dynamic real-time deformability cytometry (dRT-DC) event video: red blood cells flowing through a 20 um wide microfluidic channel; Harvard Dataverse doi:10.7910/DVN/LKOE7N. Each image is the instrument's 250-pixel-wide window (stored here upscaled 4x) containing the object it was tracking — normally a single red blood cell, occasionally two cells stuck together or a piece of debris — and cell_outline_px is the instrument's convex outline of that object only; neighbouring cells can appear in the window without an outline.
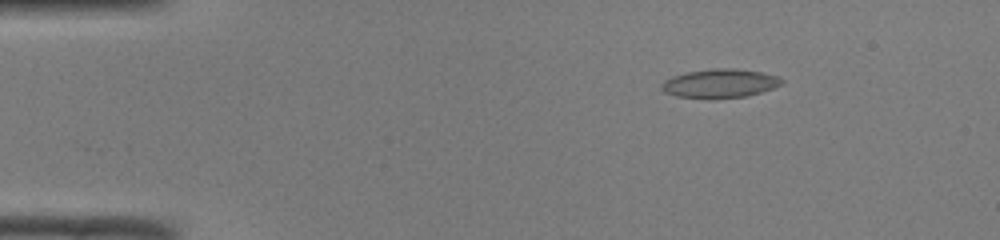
{"species": "common noctule bat (a hibernating species)", "species_latin": "Nyctalus noctula", "temperature_condition": "room temperature", "stored_images_in_passage": 51, "camera_frame_rate_fps": 3000, "um_per_image_px": 0.085, "animal": {"sex": "male", "body_mass_g": 19.0, "forearm_length_mm": 50.8}, "frame": {"image": 1, "passage_image": 8, "time_ms": 2.333, "image_size_px": [1000, 240], "cell_outline_px": [[784, 84], [748, 96], [676, 96], [664, 92], [660, 88], [660, 84], [664, 80], [672, 76], [684, 72], [712, 68], [732, 68], [760, 72], [776, 76], [784, 80]], "centroid_in_image_um": [61.17, 7.04], "position_along_channel_um": 23.8, "area_um2": 19.59}}
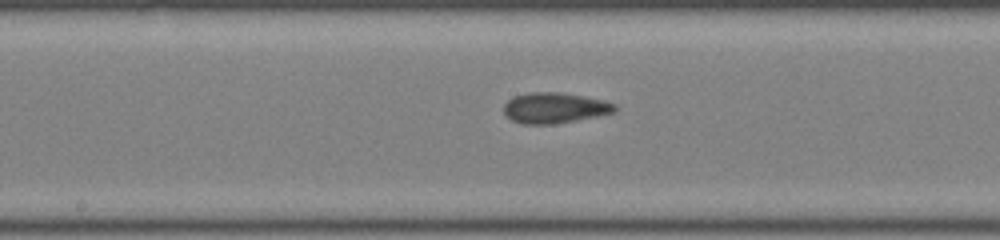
{"frame": {"image": 2, "passage_image": 27, "time_ms": 8.667, "image_size_px": [1000, 240], "cell_outline_px": [[616, 112], [576, 120], [552, 124], [520, 124], [504, 116], [504, 104], [512, 96], [528, 92], [560, 92], [584, 96], [604, 100], [616, 104]], "centroid_in_image_um": [47.11, 9.16], "position_along_channel_um": 201.1, "area_um2": 20.0}}
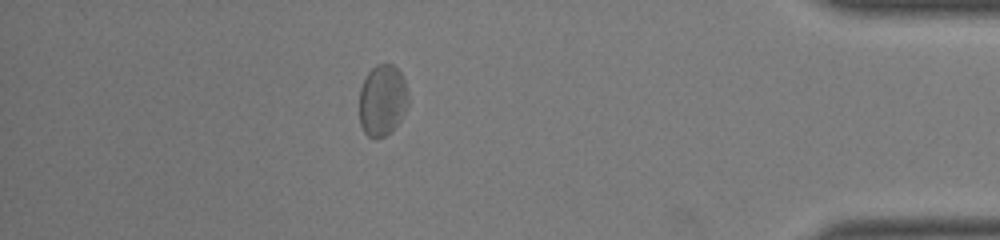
{"frame": {"image": 3, "passage_image": 45, "time_ms": 14.667, "image_size_px": [1000, 240], "cell_outline_px": [[408, 104], [400, 120], [384, 136], [376, 140], [368, 136], [364, 132], [360, 124], [360, 88], [368, 72], [376, 64], [392, 64], [400, 72], [404, 80], [408, 92]], "centroid_in_image_um": [32.49, 8.52], "position_along_channel_um": 402.7, "area_um2": 20.23}, "authors_computed_cell_mechanics": {"area_um2": 19.5364, "velocity_mm_per_s": 4.0289, "shape_relaxation_time_tau1_ms": 9.204, "shape_relaxation_time_tau2_ms": 1.5065, "deformation_change_tau1": 0.1264, "deformation_change_tau2": 0.0588}}